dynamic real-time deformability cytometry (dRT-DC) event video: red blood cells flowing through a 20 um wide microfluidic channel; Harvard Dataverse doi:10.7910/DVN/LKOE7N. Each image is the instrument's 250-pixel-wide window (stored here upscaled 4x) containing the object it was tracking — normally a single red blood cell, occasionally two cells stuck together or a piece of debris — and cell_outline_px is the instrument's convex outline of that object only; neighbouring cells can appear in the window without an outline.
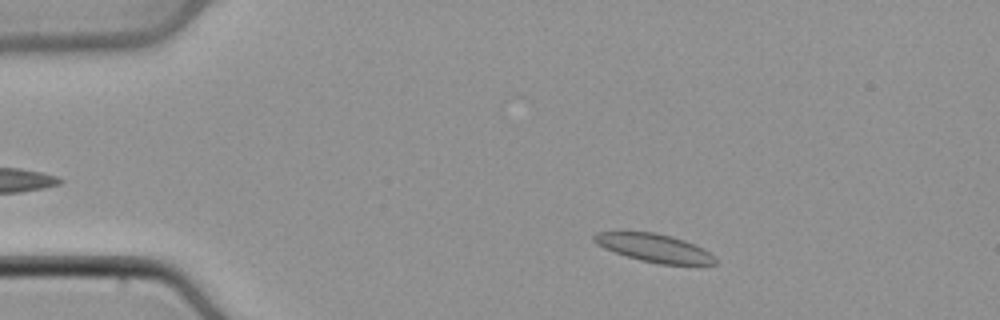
{"species": "common noctule bat (a hibernating species)", "species_latin": "Nyctalus noctula", "temperature_condition": "cold", "stored_images_in_passage": 47, "camera_frame_rate_fps": 3000, "um_per_image_px": 0.085, "animal": {"sex": "male", "body_mass_g": 21.5, "forearm_length_mm": 52.0}, "frame": {"image": 1, "passage_image": 6, "time_ms": 1.667, "image_size_px": [1000, 320], "cell_outline_px": [[716, 264], [660, 264], [640, 260], [604, 248], [596, 244], [592, 240], [592, 236], [596, 232], [656, 232], [672, 236], [684, 240], [704, 248], [716, 260]], "centroid_in_image_um": [55.58, 21.06], "position_along_channel_um": 29.4, "area_um2": 19.65}}
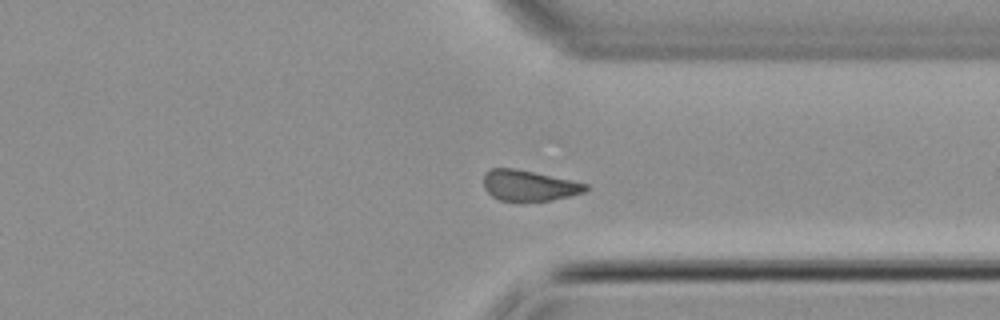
{"frame": {"image": 2, "passage_image": 35, "time_ms": 11.333, "image_size_px": [1000, 320], "cell_outline_px": [[588, 188], [584, 192], [552, 200], [520, 204], [500, 200], [492, 196], [484, 188], [484, 172], [488, 168], [512, 168], [572, 180], [588, 184]], "centroid_in_image_um": [44.92, 15.81], "position_along_channel_um": 366.5, "area_um2": 18.73}}
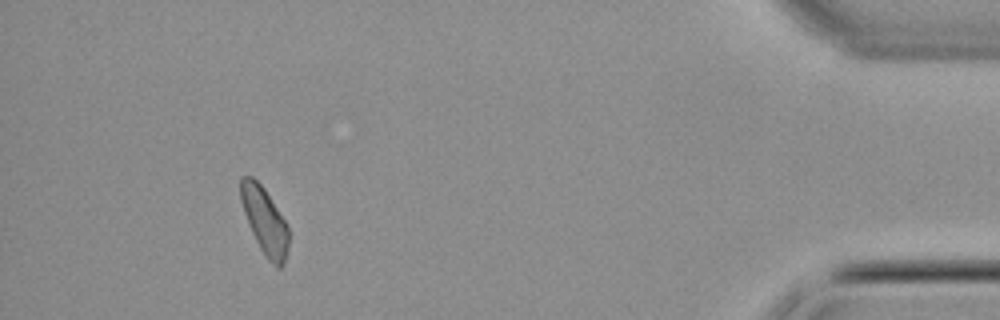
{"frame": {"image": 3, "passage_image": 43, "time_ms": 14.0, "image_size_px": [1000, 320], "cell_outline_px": [[288, 252], [284, 264], [280, 268], [276, 268], [268, 260], [260, 248], [252, 232], [244, 212], [240, 200], [240, 176], [252, 176], [264, 188], [284, 220], [288, 228]], "centroid_in_image_um": [22.49, 18.79], "position_along_channel_um": 412.7, "area_um2": 18.5}}